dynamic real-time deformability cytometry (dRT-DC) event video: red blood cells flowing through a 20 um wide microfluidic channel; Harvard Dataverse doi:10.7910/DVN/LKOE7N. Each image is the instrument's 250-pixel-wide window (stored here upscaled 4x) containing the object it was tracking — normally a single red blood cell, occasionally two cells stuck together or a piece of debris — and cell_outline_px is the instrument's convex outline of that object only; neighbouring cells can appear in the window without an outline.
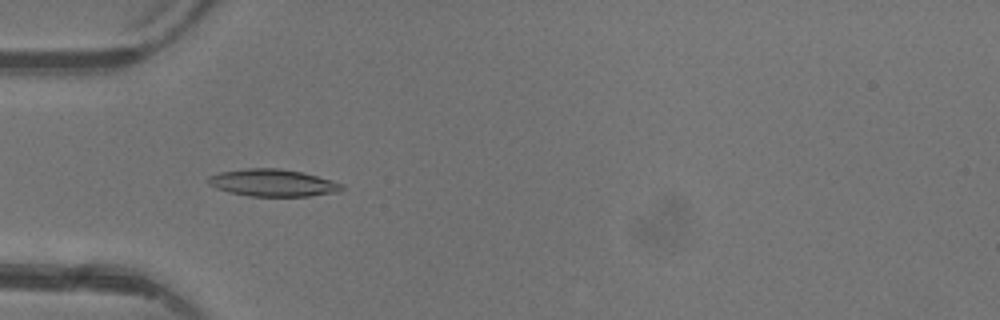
{"species": "common noctule bat (a hibernating species)", "species_latin": "Nyctalus noctula", "temperature_condition": "warm", "stored_images_in_passage": 5, "camera_frame_rate_fps": 3000, "um_per_image_px": 0.085, "animal": {"sex": "female"}, "frame": {"image": 1, "passage_image": 4, "time_ms": 3.333, "image_size_px": [1000, 320], "cell_outline_px": [[344, 188], [340, 192], [308, 196], [248, 196], [216, 188], [208, 184], [208, 176], [220, 172], [244, 168], [280, 168], [304, 172], [332, 180], [344, 184]], "centroid_in_image_um": [23.23, 15.53], "position_along_channel_um": 61.8, "area_um2": 21.33}}
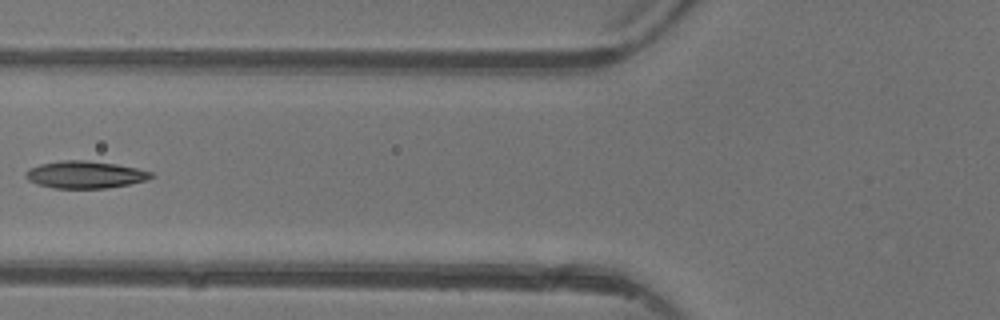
{"frame": {"image": 2, "passage_image": 5, "time_ms": 4.667, "image_size_px": [1000, 320], "cell_outline_px": [[156, 176], [148, 180], [108, 188], [56, 188], [36, 184], [28, 180], [24, 176], [24, 172], [40, 164], [64, 160], [84, 160], [116, 164], [136, 168], [152, 172]], "centroid_in_image_um": [7.25, 14.85], "position_along_channel_um": 118.6, "area_um2": 19.88}}